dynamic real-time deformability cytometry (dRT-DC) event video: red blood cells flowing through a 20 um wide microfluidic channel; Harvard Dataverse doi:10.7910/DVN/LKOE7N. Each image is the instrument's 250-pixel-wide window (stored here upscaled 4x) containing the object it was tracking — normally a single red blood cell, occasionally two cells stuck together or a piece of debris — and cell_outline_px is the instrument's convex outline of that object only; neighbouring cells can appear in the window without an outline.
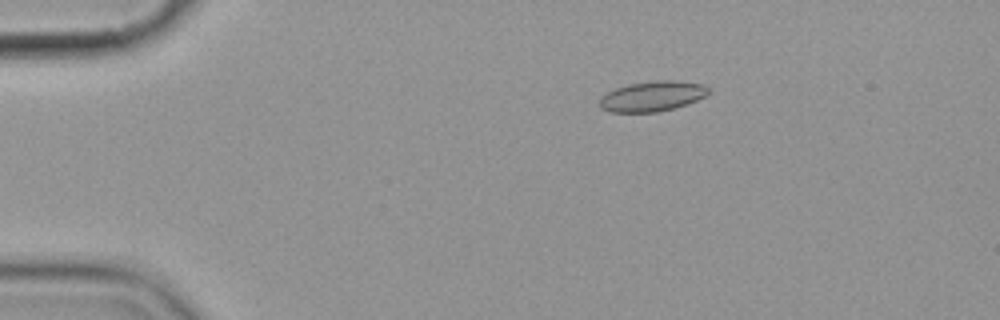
{"species": "common noctule bat (a hibernating species)", "species_latin": "Nyctalus noctula", "temperature_condition": "cold", "stored_images_in_passage": 4, "camera_frame_rate_fps": 3000, "um_per_image_px": 0.085, "animal": {"sex": "female", "body_mass_g": 19.9}, "frame": {"image": 1, "passage_image": 2, "time_ms": 1.333, "image_size_px": [1000, 320], "cell_outline_px": [[708, 92], [704, 96], [688, 104], [656, 112], [608, 112], [600, 108], [600, 96], [616, 88], [628, 84], [656, 80], [672, 80], [704, 84], [708, 88]], "centroid_in_image_um": [55.41, 8.18], "position_along_channel_um": 29.6, "area_um2": 19.07}}